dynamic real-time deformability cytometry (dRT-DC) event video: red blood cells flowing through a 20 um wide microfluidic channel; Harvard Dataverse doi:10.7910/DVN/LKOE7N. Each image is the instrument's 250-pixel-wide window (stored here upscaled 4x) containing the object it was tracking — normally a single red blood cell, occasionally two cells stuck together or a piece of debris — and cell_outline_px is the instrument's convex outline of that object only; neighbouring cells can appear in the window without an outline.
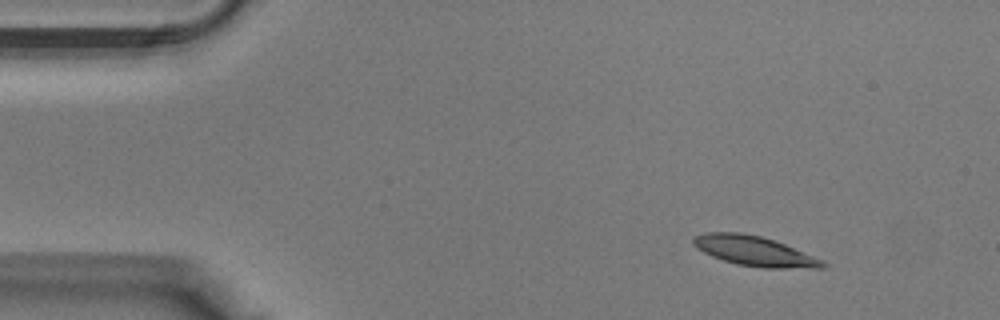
{"species": "Egyptian fruit bat (a non-hibernating species)", "species_latin": "Rousettus aegyptiacus", "temperature_condition": "warm", "stored_images_in_passage": 35, "camera_frame_rate_fps": 3000, "um_per_image_px": 0.085, "animal": {"sex": "male"}, "frame": {"image": 1, "passage_image": 1, "time_ms": 0.0, "image_size_px": [1000, 320], "cell_outline_px": [[828, 264], [824, 268], [764, 268], [736, 264], [712, 256], [696, 248], [692, 244], [692, 240], [696, 236], [704, 232], [740, 232], [760, 236], [784, 244], [824, 260]], "centroid_in_image_um": [64.13, 21.34], "position_along_channel_um": 20.9, "area_um2": 22.43}}
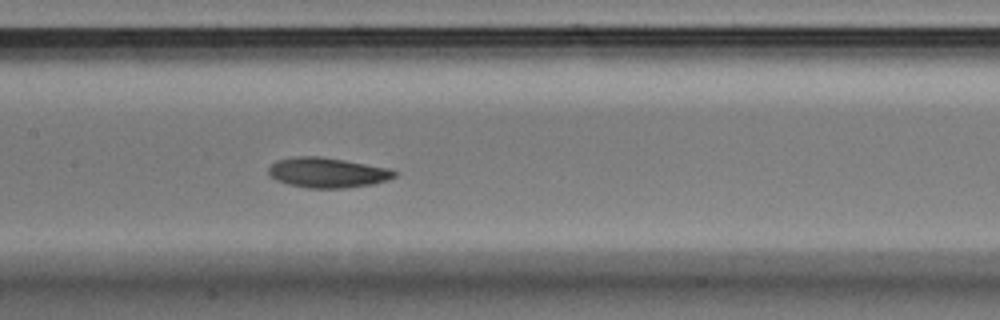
{"frame": {"image": 2, "passage_image": 15, "time_ms": 4.667, "image_size_px": [1000, 320], "cell_outline_px": [[400, 172], [396, 176], [388, 180], [372, 184], [344, 188], [308, 188], [288, 184], [276, 180], [268, 172], [268, 168], [276, 160], [296, 156], [320, 156], [344, 160], [388, 168]], "centroid_in_image_um": [27.84, 14.67], "position_along_channel_um": 179.6, "area_um2": 22.08}}
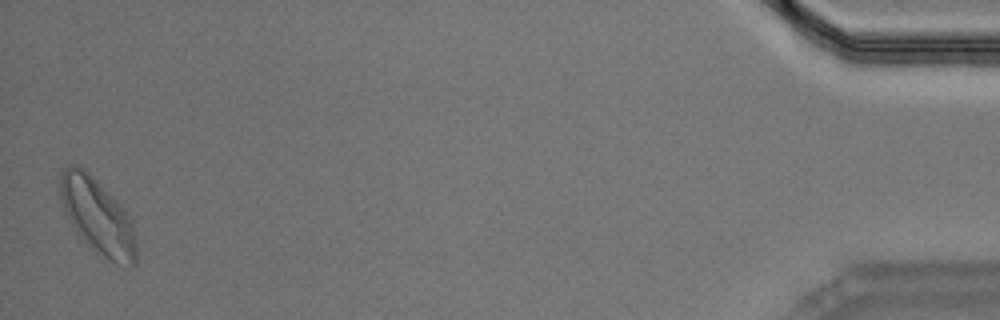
{"frame": {"image": 3, "passage_image": 35, "time_ms": 11.333, "image_size_px": [1000, 320], "cell_outline_px": [[136, 264], [116, 264], [104, 256], [76, 232], [60, 200], [60, 172], [64, 168], [72, 164], [76, 164], [88, 172], [116, 200], [132, 220], [136, 244]], "centroid_in_image_um": [8.29, 18.34], "position_along_channel_um": 426.9, "area_um2": 32.6}}